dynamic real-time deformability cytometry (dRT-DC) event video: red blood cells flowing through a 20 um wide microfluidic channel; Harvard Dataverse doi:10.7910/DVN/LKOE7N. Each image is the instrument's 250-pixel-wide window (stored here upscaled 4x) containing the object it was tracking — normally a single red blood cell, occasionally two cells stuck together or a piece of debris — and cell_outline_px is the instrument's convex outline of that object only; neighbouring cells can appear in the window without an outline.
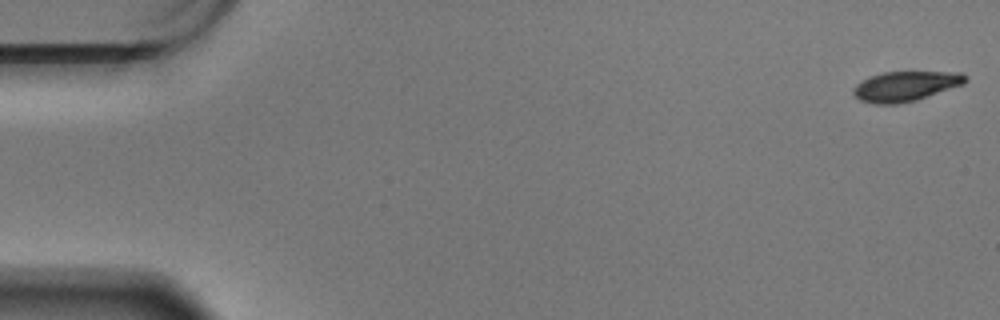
{"species": "Egyptian fruit bat (a non-hibernating species)", "species_latin": "Rousettus aegyptiacus", "temperature_condition": "warm", "stored_images_in_passage": 59, "camera_frame_rate_fps": 3000, "um_per_image_px": 0.085, "animal": {"sex": "male"}, "frame": {"image": 1, "passage_image": 1, "time_ms": 0.0, "image_size_px": [1000, 320], "cell_outline_px": [[968, 80], [964, 84], [916, 100], [896, 104], [872, 104], [860, 100], [852, 92], [852, 88], [856, 84], [868, 76], [884, 72], [960, 72], [968, 76]], "centroid_in_image_um": [76.96, 7.32], "position_along_channel_um": 8.0, "area_um2": 19.65}}
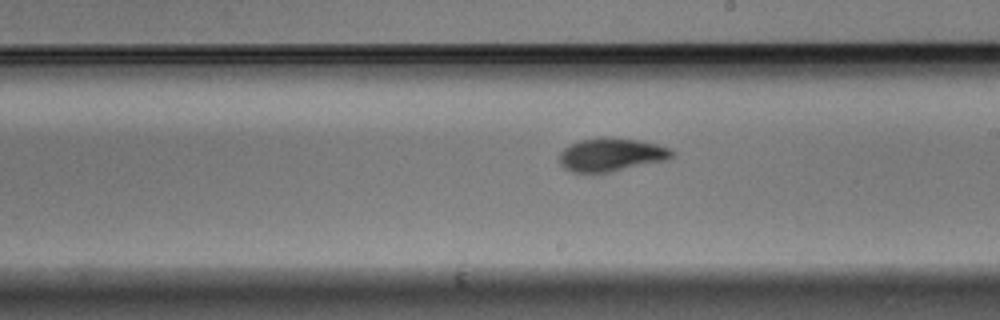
{"frame": {"image": 2, "passage_image": 34, "time_ms": 11.0, "image_size_px": [1000, 320], "cell_outline_px": [[676, 156], [668, 160], [608, 172], [572, 172], [564, 168], [560, 164], [560, 152], [564, 148], [580, 140], [600, 136], [608, 136], [640, 140], [672, 148], [676, 152]], "centroid_in_image_um": [52.02, 13.13], "position_along_channel_um": 237.0, "area_um2": 22.14}}
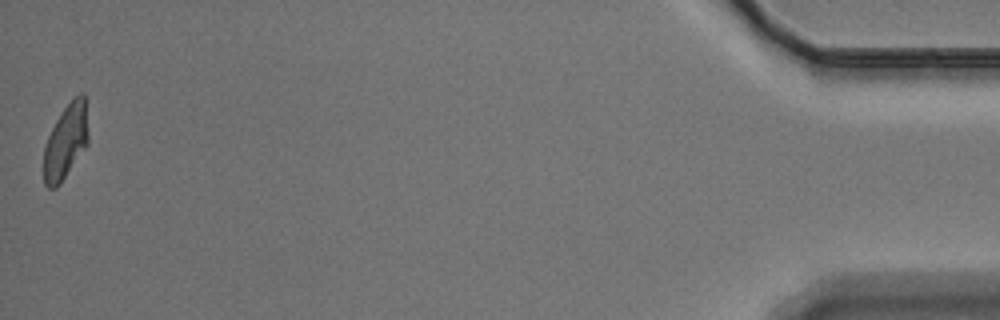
{"frame": {"image": 3, "passage_image": 59, "time_ms": 19.333, "image_size_px": [1000, 320], "cell_outline_px": [[88, 144], [60, 184], [56, 188], [48, 188], [44, 184], [44, 148], [48, 136], [56, 120], [72, 96], [80, 92], [84, 92], [88, 132]], "centroid_in_image_um": [5.6, 12.01], "position_along_channel_um": 429.6, "area_um2": 19.48}, "authors_computed_cell_mechanics": {"area_um2": 20.7502, "velocity_mm_per_s": 3.4209, "shape_relaxation_time_tau1_ms": 2.7589, "shape_relaxation_time_tau2_ms": 3.0158, "deformation_change_tau1": 0.1258, "deformation_change_tau2": 0.0698}}